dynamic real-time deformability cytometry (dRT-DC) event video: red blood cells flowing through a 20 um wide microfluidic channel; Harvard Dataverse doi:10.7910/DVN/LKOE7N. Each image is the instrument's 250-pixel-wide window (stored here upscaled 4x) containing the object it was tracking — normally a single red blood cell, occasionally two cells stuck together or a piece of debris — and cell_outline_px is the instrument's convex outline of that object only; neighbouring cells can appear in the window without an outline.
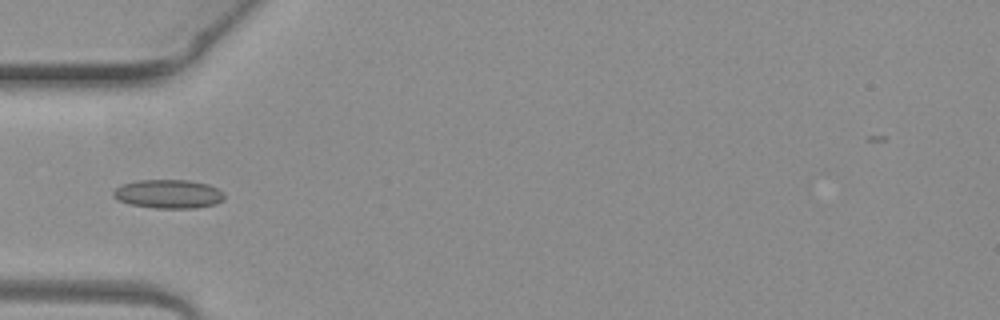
{"species": "common noctule bat (a hibernating species)", "species_latin": "Nyctalus noctula", "temperature_condition": "warm", "stored_images_in_passage": 5, "camera_frame_rate_fps": 3000, "um_per_image_px": 0.085, "animal": {"sex": "female", "body_mass_g": 19.3, "forearm_length_mm": 54.1}, "frame": {"image": 1, "passage_image": 4, "time_ms": 1.0, "image_size_px": [1000, 320], "cell_outline_px": [[224, 200], [216, 204], [196, 208], [156, 208], [128, 204], [112, 196], [112, 192], [120, 184], [136, 180], [188, 180], [208, 184], [224, 192]], "centroid_in_image_um": [14.31, 16.48], "position_along_channel_um": 70.7, "area_um2": 18.79}}
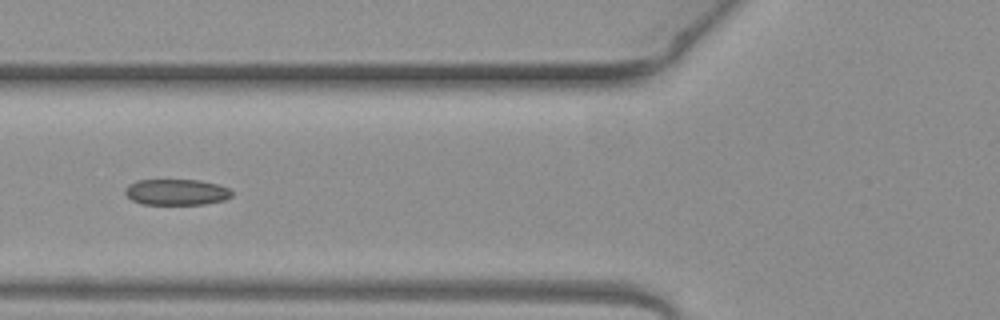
{"frame": {"image": 2, "passage_image": 5, "time_ms": 1.333, "image_size_px": [1000, 320], "cell_outline_px": [[232, 196], [224, 200], [204, 204], [140, 204], [132, 200], [124, 192], [124, 188], [128, 184], [136, 180], [200, 180], [216, 184], [228, 188], [232, 192]], "centroid_in_image_um": [14.96, 16.32], "position_along_channel_um": 110.8, "area_um2": 16.18}}